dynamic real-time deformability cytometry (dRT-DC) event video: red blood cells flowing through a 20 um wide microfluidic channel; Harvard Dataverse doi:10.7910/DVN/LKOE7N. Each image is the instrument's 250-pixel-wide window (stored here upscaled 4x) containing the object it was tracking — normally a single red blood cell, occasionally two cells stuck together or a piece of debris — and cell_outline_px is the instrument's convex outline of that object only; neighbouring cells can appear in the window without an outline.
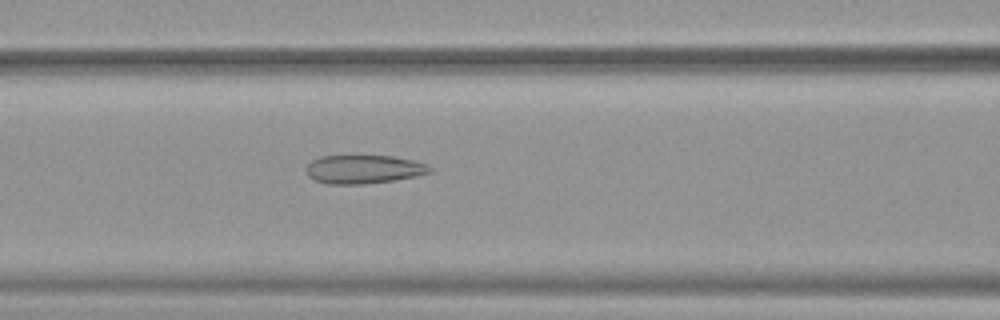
{"species": "common noctule bat (a hibernating species)", "species_latin": "Nyctalus noctula", "temperature_condition": "warm", "stored_images_in_passage": 52, "camera_frame_rate_fps": 3000, "um_per_image_px": 0.085, "animal": {"sex": "female", "body_mass_g": 19.9}, "frame": {"image": 1, "passage_image": 22, "time_ms": 7.0, "image_size_px": [1000, 320], "cell_outline_px": [[432, 172], [416, 176], [392, 180], [364, 184], [328, 184], [312, 180], [308, 176], [304, 168], [312, 160], [320, 156], [392, 156], [412, 160], [428, 164], [432, 168]], "centroid_in_image_um": [30.88, 14.39], "position_along_channel_um": 135.7, "area_um2": 20.69}}
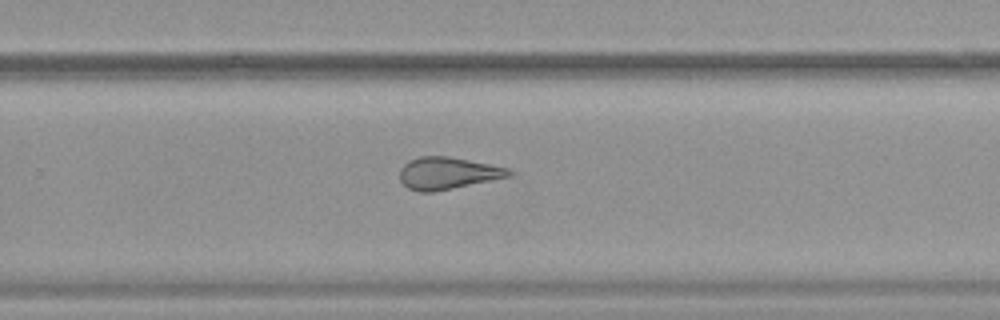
{"frame": {"image": 2, "passage_image": 34, "time_ms": 11.0, "image_size_px": [1000, 320], "cell_outline_px": [[516, 172], [512, 176], [436, 192], [420, 192], [408, 188], [400, 180], [400, 168], [408, 160], [420, 156], [448, 156], [508, 168]], "centroid_in_image_um": [38.06, 14.73], "position_along_channel_um": 291.7, "area_um2": 20.58}}
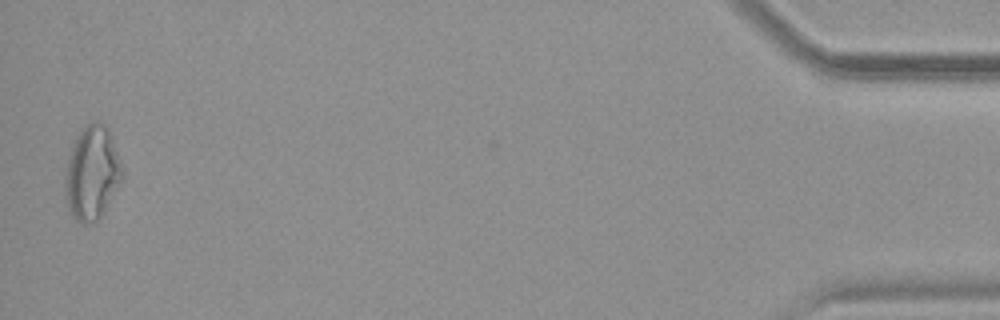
{"frame": {"image": 3, "passage_image": 51, "time_ms": 16.667, "image_size_px": [1000, 320], "cell_outline_px": [[124, 176], [104, 212], [96, 220], [84, 224], [80, 224], [72, 216], [68, 208], [64, 196], [64, 184], [68, 156], [72, 144], [76, 136], [88, 124], [96, 120], [100, 120], [108, 128], [120, 160], [124, 172]], "centroid_in_image_um": [7.81, 14.71], "position_along_channel_um": 427.4, "area_um2": 31.39}, "authors_computed_cell_mechanics": {"area_um2": 25.6632, "velocity_mm_per_s": 3.9136, "shape_relaxation_time_tau1_ms": null, "shape_relaxation_time_tau2_ms": 2.1131, "deformation_change_tau1": null, "deformation_change_tau2": 0.1164}}